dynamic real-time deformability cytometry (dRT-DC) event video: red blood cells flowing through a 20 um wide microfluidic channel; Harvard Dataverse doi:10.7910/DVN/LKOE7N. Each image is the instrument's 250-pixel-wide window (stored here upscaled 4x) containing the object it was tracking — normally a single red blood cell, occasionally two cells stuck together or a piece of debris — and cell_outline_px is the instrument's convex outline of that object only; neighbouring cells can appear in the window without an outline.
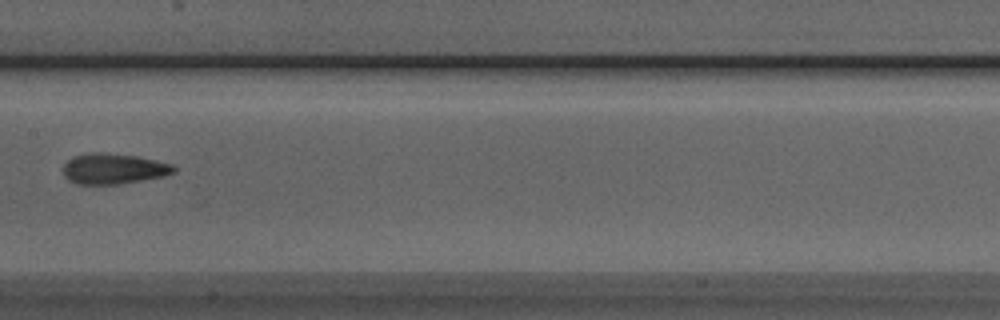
{"species": "Egyptian fruit bat (a non-hibernating species)", "species_latin": "Rousettus aegyptiacus", "temperature_condition": "room temperature", "stored_images_in_passage": 9, "camera_frame_rate_fps": 3000, "um_per_image_px": 0.085, "animal": {"sex": "male"}, "frame": {"image": 1, "passage_image": 8, "time_ms": 2.333, "image_size_px": [1000, 320], "cell_outline_px": [[176, 172], [164, 176], [120, 184], [76, 184], [68, 180], [64, 176], [64, 164], [68, 160], [76, 156], [92, 152], [100, 152], [136, 156], [172, 164], [176, 168]], "centroid_in_image_um": [9.66, 14.35], "position_along_channel_um": 197.7, "area_um2": 19.59}}
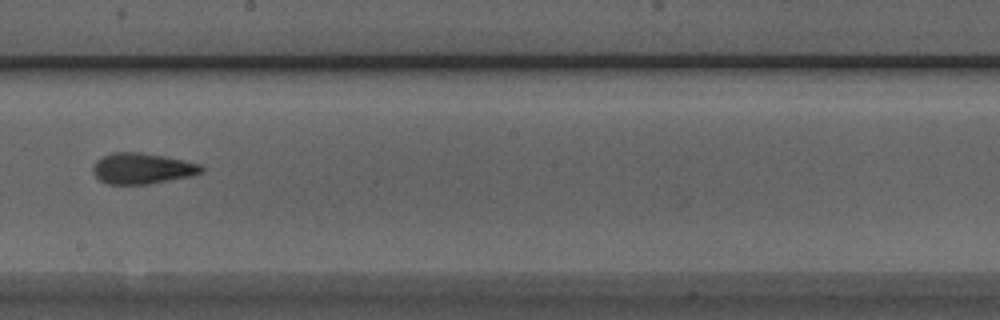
{"frame": {"image": 2, "passage_image": 9, "time_ms": 2.667, "image_size_px": [1000, 320], "cell_outline_px": [[204, 172], [192, 176], [148, 184], [108, 184], [100, 180], [92, 172], [92, 168], [96, 160], [100, 156], [112, 152], [140, 152], [164, 156], [200, 164], [204, 168]], "centroid_in_image_um": [12.07, 14.31], "position_along_channel_um": 236.1, "area_um2": 19.65}}